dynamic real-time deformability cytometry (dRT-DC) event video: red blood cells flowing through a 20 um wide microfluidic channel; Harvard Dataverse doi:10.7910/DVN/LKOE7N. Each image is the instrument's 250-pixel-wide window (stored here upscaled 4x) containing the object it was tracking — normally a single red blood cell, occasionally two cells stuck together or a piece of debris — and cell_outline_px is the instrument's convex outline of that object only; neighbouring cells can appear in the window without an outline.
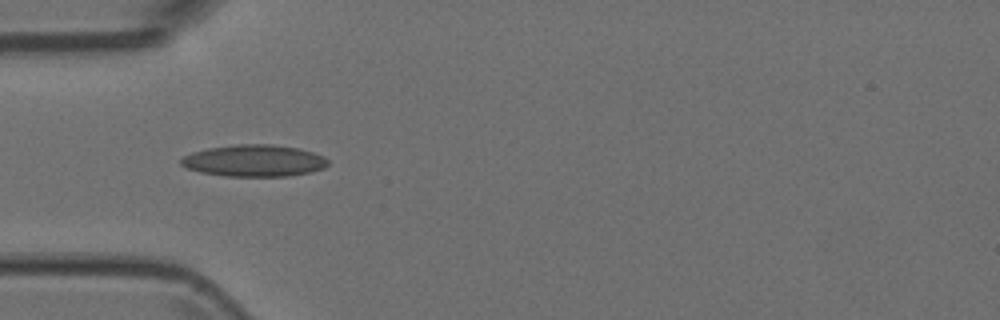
{"species": "Egyptian fruit bat (a non-hibernating species)", "species_latin": "Rousettus aegyptiacus", "temperature_condition": "room temperature", "stored_images_in_passage": 5, "camera_frame_rate_fps": 3000, "um_per_image_px": 0.085, "animal": {"sex": "female"}, "frame": {"image": 1, "passage_image": 4, "time_ms": 1.0, "image_size_px": [1000, 320], "cell_outline_px": [[328, 164], [324, 168], [312, 172], [292, 176], [224, 176], [200, 172], [188, 168], [180, 164], [180, 160], [184, 156], [192, 152], [208, 148], [236, 144], [272, 144], [296, 148], [312, 152], [324, 156], [328, 160]], "centroid_in_image_um": [21.61, 13.66], "position_along_channel_um": 63.4, "area_um2": 27.28}}
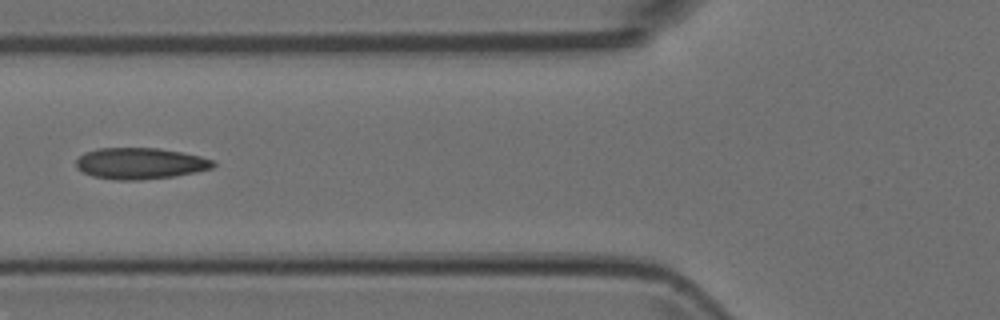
{"frame": {"image": 2, "passage_image": 5, "time_ms": 1.333, "image_size_px": [1000, 320], "cell_outline_px": [[216, 164], [212, 168], [196, 172], [176, 176], [140, 180], [116, 180], [92, 176], [76, 168], [76, 160], [84, 152], [96, 148], [160, 148], [200, 156], [212, 160]], "centroid_in_image_um": [11.9, 13.89], "position_along_channel_um": 113.9, "area_um2": 25.09}}